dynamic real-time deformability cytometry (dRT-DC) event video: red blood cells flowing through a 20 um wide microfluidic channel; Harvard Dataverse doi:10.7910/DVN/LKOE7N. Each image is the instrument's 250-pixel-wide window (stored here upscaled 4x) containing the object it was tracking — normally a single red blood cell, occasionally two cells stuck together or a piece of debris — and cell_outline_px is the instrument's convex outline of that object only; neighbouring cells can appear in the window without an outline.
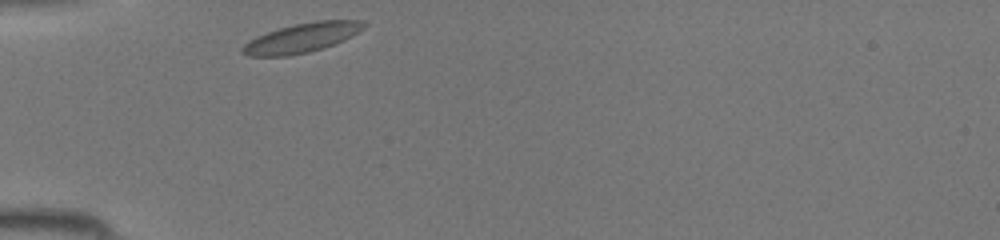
{"species": "common noctule bat (a hibernating species)", "species_latin": "Nyctalus noctula", "temperature_condition": "room temperature", "stored_images_in_passage": 25, "camera_frame_rate_fps": 3000, "um_per_image_px": 0.085, "animal": {"sex": "female", "body_mass_g": 19.5, "forearm_length_mm": 54.1}, "frame": {"image": 1, "passage_image": 1, "time_ms": 0.0, "image_size_px": [1000, 240], "cell_outline_px": [[368, 24], [364, 28], [352, 36], [344, 40], [308, 52], [288, 56], [248, 56], [240, 52], [240, 48], [248, 40], [256, 36], [292, 24], [316, 20], [364, 20]], "centroid_in_image_um": [25.64, 3.2], "position_along_channel_um": 59.4, "area_um2": 20.87}}
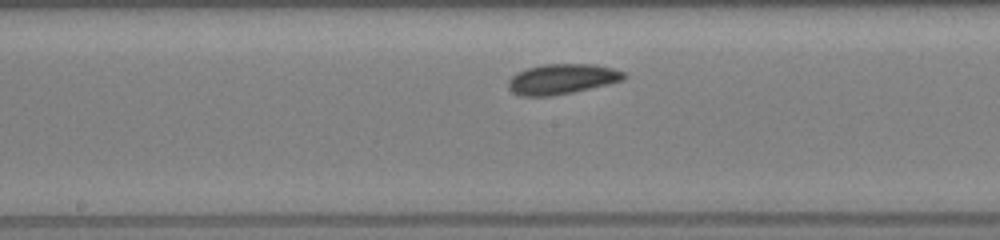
{"frame": {"image": 2, "passage_image": 11, "time_ms": 3.333, "image_size_px": [1000, 240], "cell_outline_px": [[628, 76], [624, 80], [608, 84], [572, 92], [552, 96], [520, 96], [512, 92], [508, 88], [508, 80], [516, 72], [528, 68], [544, 64], [592, 64], [612, 68], [624, 72]], "centroid_in_image_um": [47.76, 6.72], "position_along_channel_um": 200.4, "area_um2": 20.4}}
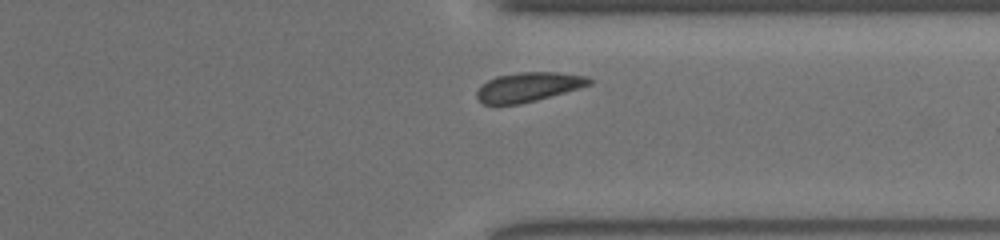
{"frame": {"image": 3, "passage_image": 22, "time_ms": 7.0, "image_size_px": [1000, 240], "cell_outline_px": [[592, 84], [536, 100], [520, 104], [484, 104], [476, 96], [476, 92], [488, 80], [496, 76], [520, 72], [556, 72], [588, 76], [592, 80]], "centroid_in_image_um": [44.93, 7.38], "position_along_channel_um": 366.5, "area_um2": 18.96}}